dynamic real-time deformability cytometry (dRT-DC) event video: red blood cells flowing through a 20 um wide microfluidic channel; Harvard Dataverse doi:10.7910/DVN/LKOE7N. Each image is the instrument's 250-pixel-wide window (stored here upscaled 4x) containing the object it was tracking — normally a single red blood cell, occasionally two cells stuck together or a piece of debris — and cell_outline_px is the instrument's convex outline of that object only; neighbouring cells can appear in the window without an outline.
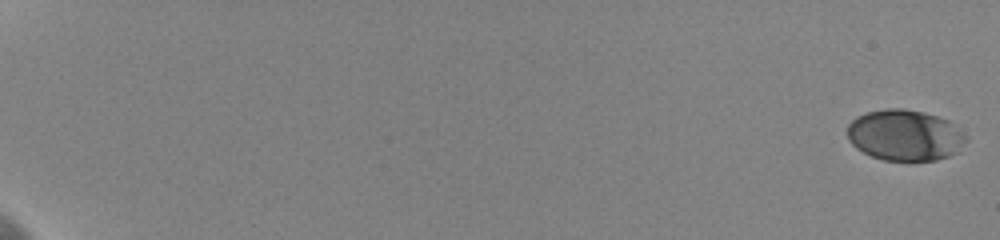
{"species": "human", "species_latin": "Homo sapiens", "temperature_condition": "cold", "stored_images_in_passage": 40, "camera_frame_rate_fps": 3000, "um_per_image_px": 0.085, "donor": {"sex": "female"}, "frame": {"image": 1, "passage_image": 1, "time_ms": 0.0, "image_size_px": [1000, 240], "cell_outline_px": [[968, 140], [956, 152], [948, 156], [936, 160], [884, 160], [872, 156], [856, 148], [848, 140], [848, 124], [856, 116], [868, 112], [884, 108], [904, 108], [924, 112], [948, 120], [968, 136]], "centroid_in_image_um": [76.92, 11.48], "position_along_channel_um": 8.1, "area_um2": 35.32}}
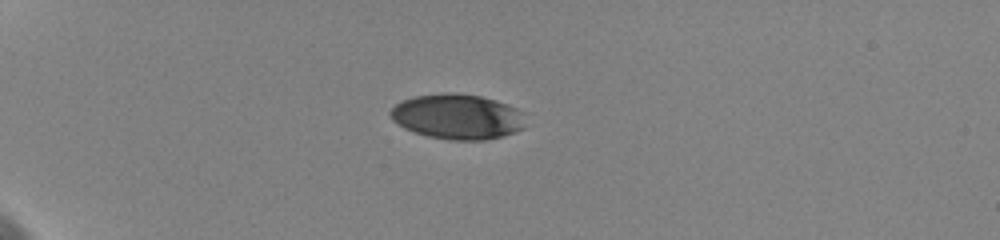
{"frame": {"image": 2, "passage_image": 15, "time_ms": 6.0, "image_size_px": [1000, 240], "cell_outline_px": [[524, 128], [488, 140], [452, 140], [428, 136], [404, 128], [392, 120], [388, 112], [396, 104], [404, 100], [416, 96], [444, 92], [452, 92], [480, 96], [496, 100], [516, 108], [520, 112]], "centroid_in_image_um": [38.83, 9.91], "position_along_channel_um": 46.2, "area_um2": 35.2}}